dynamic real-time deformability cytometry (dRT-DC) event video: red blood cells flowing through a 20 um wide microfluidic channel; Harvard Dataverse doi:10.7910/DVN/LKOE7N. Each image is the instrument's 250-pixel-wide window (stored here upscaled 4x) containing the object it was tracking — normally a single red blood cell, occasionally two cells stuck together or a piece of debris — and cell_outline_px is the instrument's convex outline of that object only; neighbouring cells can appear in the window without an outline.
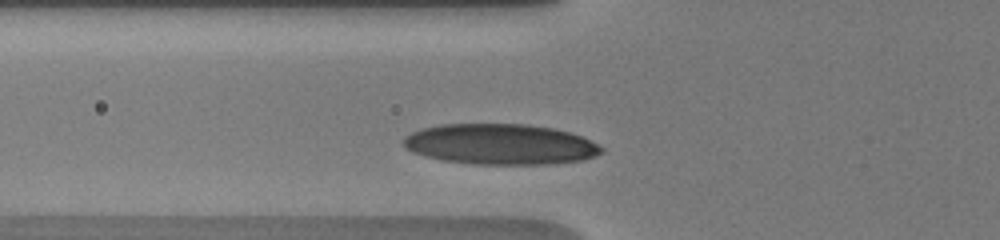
{"species": "human", "species_latin": "Homo sapiens", "temperature_condition": "warm", "stored_images_in_passage": 11, "camera_frame_rate_fps": 3000, "um_per_image_px": 0.085, "donor": {"sex": "male"}, "frame": {"image": 1, "passage_image": 2, "time_ms": 1.0, "image_size_px": [1000, 240], "cell_outline_px": [[604, 152], [584, 160], [548, 164], [472, 164], [440, 160], [424, 156], [412, 152], [404, 148], [404, 136], [420, 128], [440, 124], [528, 124], [552, 128], [568, 132], [580, 136], [604, 148]], "centroid_in_image_um": [42.48, 12.26], "position_along_channel_um": 83.3, "area_um2": 47.05}}
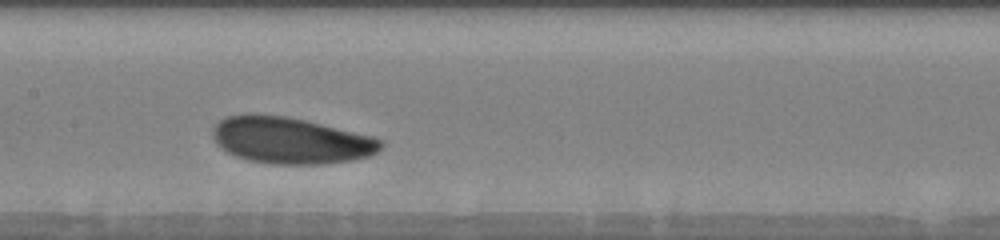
{"frame": {"image": 2, "passage_image": 8, "time_ms": 3.667, "image_size_px": [1000, 240], "cell_outline_px": [[384, 144], [376, 152], [368, 156], [352, 160], [320, 164], [268, 164], [248, 160], [236, 156], [220, 148], [216, 144], [212, 136], [212, 128], [220, 120], [228, 116], [248, 112], [284, 116], [304, 120], [372, 136], [380, 140]], "centroid_in_image_um": [24.63, 11.93], "position_along_channel_um": 182.8, "area_um2": 45.6}}
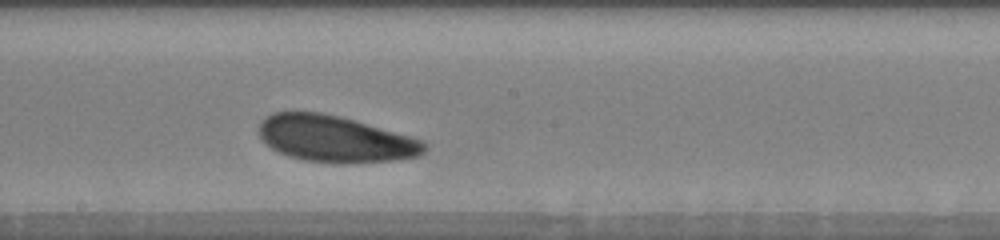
{"frame": {"image": 3, "passage_image": 11, "time_ms": 4.667, "image_size_px": [1000, 240], "cell_outline_px": [[428, 148], [420, 156], [396, 160], [352, 164], [336, 164], [304, 160], [288, 156], [272, 148], [260, 136], [260, 124], [272, 112], [320, 112], [340, 116], [408, 136], [420, 140], [428, 144]], "centroid_in_image_um": [28.53, 11.83], "position_along_channel_um": 219.7, "area_um2": 44.62}}